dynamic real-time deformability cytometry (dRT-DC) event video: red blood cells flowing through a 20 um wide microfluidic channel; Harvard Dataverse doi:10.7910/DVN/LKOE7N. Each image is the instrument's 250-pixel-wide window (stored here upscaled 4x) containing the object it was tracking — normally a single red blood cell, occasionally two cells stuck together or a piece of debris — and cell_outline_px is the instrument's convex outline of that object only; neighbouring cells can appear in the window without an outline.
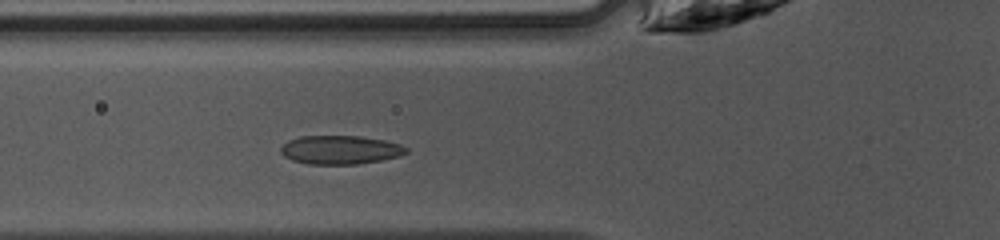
{"species": "common noctule bat (a hibernating species)", "species_latin": "Nyctalus noctula", "temperature_condition": "warm", "stored_images_in_passage": 27, "camera_frame_rate_fps": 3000, "um_per_image_px": 0.085, "animal": {"sex": "female", "body_mass_g": 10.0, "forearm_length_mm": 53.1}, "frame": {"image": 1, "passage_image": 4, "time_ms": 1.0, "image_size_px": [1000, 240], "cell_outline_px": [[408, 152], [400, 156], [380, 160], [356, 164], [308, 164], [292, 160], [284, 156], [280, 152], [280, 148], [288, 140], [300, 136], [360, 136], [384, 140], [400, 144], [408, 148]], "centroid_in_image_um": [28.92, 12.73], "position_along_channel_um": 96.9, "area_um2": 20.98}}
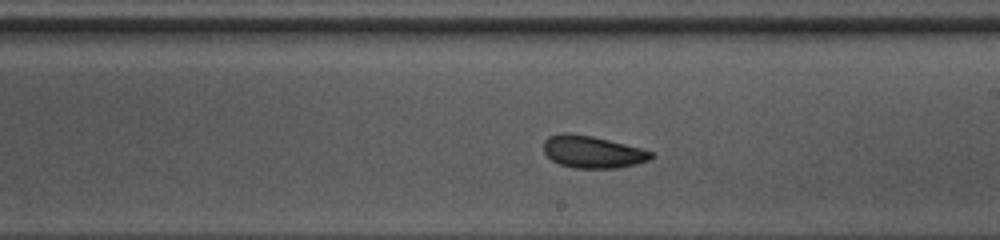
{"frame": {"image": 2, "passage_image": 14, "time_ms": 4.333, "image_size_px": [1000, 240], "cell_outline_px": [[656, 156], [648, 160], [636, 164], [620, 168], [572, 168], [560, 164], [552, 160], [544, 152], [544, 140], [548, 136], [564, 132], [572, 132], [592, 136], [640, 148], [652, 152]], "centroid_in_image_um": [50.35, 12.91], "position_along_channel_um": 238.7, "area_um2": 20.23}}
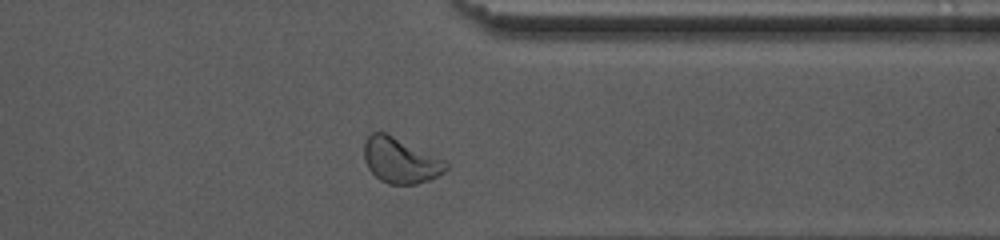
{"frame": {"image": 3, "passage_image": 24, "time_ms": 7.667, "image_size_px": [1000, 240], "cell_outline_px": [[448, 168], [444, 172], [428, 180], [416, 184], [388, 184], [380, 180], [368, 168], [364, 160], [364, 144], [368, 136], [372, 132], [384, 132], [444, 160], [448, 164]], "centroid_in_image_um": [34.01, 13.65], "position_along_channel_um": 377.4, "area_um2": 21.27}, "authors_computed_cell_mechanics": {"area_um2": 20.3456, "velocity_mm_per_s": 4.2366, "shape_relaxation_time_tau1_ms": 3.6868, "shape_relaxation_time_tau2_ms": 3.9941, "deformation_change_tau1": 0.0978, "deformation_change_tau2": 0.069}}